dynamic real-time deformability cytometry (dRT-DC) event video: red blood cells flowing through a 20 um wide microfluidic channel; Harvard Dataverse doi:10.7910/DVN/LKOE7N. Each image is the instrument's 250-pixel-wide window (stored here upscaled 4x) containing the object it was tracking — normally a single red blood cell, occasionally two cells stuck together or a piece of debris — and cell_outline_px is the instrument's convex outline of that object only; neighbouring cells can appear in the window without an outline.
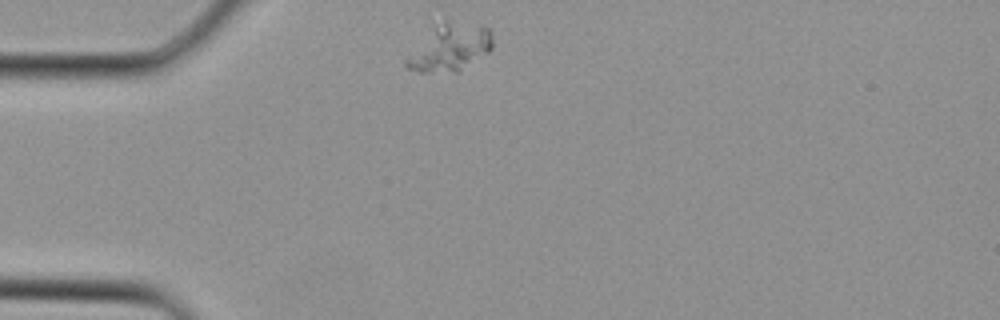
{"species": "Egyptian fruit bat (a non-hibernating species)", "species_latin": "Rousettus aegyptiacus", "temperature_condition": "cold", "stored_images_in_passage": 1, "camera_frame_rate_fps": 3000, "um_per_image_px": 0.085, "animal": {"sex": "female"}, "frame": {"image": 1, "passage_image": 1, "time_ms": 0.0, "image_size_px": [1000, 320], "cell_outline_px": [[492, 48], [488, 52], [460, 72], [420, 72], [408, 68], [404, 64], [404, 60], [432, 24], [444, 20], [480, 24], [488, 28], [492, 32]], "centroid_in_image_um": [38.23, 4.02], "position_along_channel_um": 46.8, "area_um2": 24.28}}